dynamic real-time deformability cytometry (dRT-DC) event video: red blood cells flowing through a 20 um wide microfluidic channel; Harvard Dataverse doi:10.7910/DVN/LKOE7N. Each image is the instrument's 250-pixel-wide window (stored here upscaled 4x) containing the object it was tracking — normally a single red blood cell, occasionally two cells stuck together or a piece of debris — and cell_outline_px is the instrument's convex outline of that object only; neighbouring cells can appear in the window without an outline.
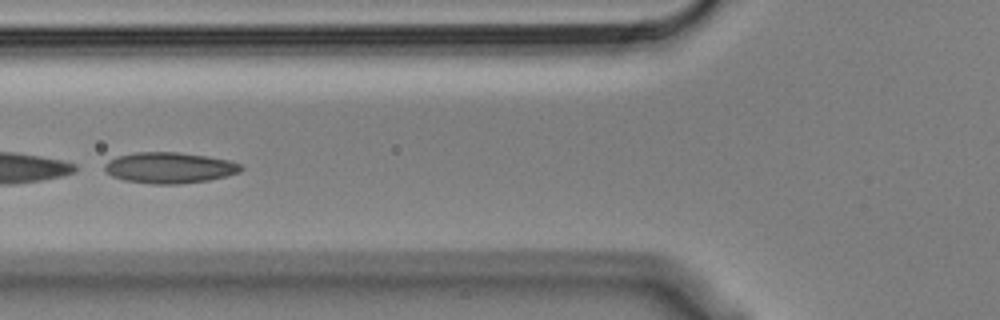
{"species": "Egyptian fruit bat (a non-hibernating species)", "species_latin": "Rousettus aegyptiacus", "temperature_condition": "cold", "stored_images_in_passage": 38, "camera_frame_rate_fps": 3000, "um_per_image_px": 0.085, "animal": {"sex": "male"}, "frame": {"image": 1, "passage_image": 17, "time_ms": 5.333, "image_size_px": [1000, 320], "cell_outline_px": [[244, 168], [240, 172], [208, 180], [180, 184], [152, 184], [124, 180], [112, 176], [104, 168], [104, 164], [108, 160], [116, 156], [136, 152], [176, 152], [204, 156], [228, 160], [240, 164]], "centroid_in_image_um": [14.37, 14.26], "position_along_channel_um": 111.4, "area_um2": 24.45}}
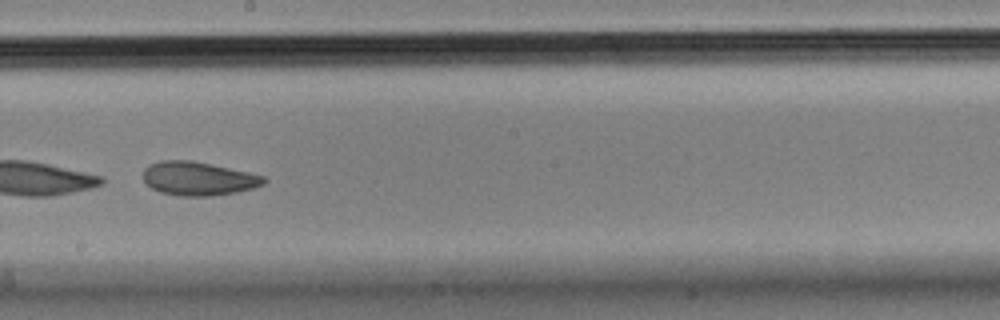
{"frame": {"image": 2, "passage_image": 27, "time_ms": 8.667, "image_size_px": [1000, 320], "cell_outline_px": [[268, 180], [264, 184], [252, 188], [236, 192], [212, 196], [180, 196], [160, 192], [152, 188], [144, 180], [144, 168], [148, 164], [160, 160], [192, 160], [248, 172], [264, 176]], "centroid_in_image_um": [16.85, 15.17], "position_along_channel_um": 231.4, "area_um2": 23.7}}